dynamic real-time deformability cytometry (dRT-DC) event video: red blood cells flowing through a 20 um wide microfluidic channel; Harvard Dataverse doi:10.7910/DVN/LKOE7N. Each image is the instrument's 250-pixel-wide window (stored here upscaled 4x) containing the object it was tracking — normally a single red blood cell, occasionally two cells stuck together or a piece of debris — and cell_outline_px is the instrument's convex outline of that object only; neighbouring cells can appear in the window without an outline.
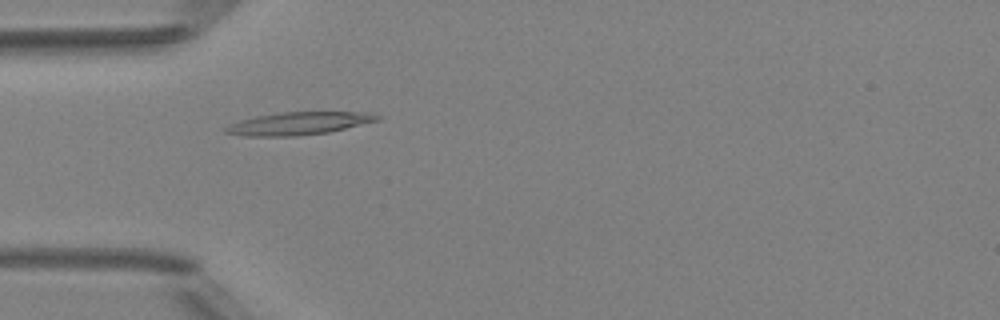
{"species": "Egyptian fruit bat (a non-hibernating species)", "species_latin": "Rousettus aegyptiacus", "temperature_condition": "room temperature", "stored_images_in_passage": 5, "camera_frame_rate_fps": 3000, "um_per_image_px": 0.085, "animal": {"sex": "female"}, "frame": {"image": 1, "passage_image": 4, "time_ms": 3.333, "image_size_px": [1000, 320], "cell_outline_px": [[380, 120], [328, 132], [296, 136], [244, 136], [224, 132], [220, 128], [240, 120], [256, 116], [280, 112], [372, 112], [380, 116]], "centroid_in_image_um": [25.36, 10.49], "position_along_channel_um": 59.6, "area_um2": 20.17}}
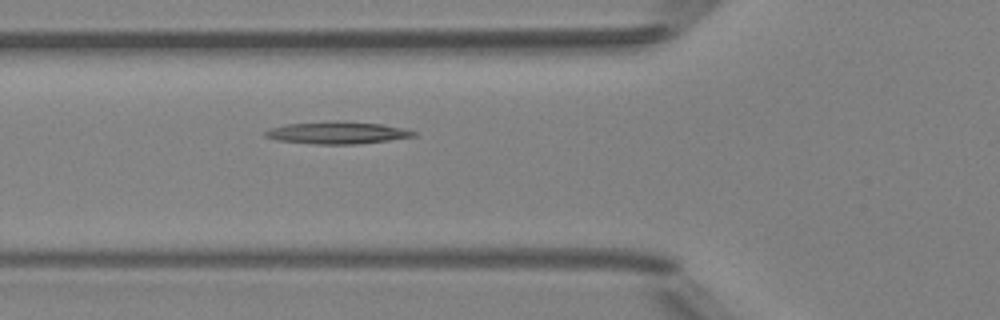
{"frame": {"image": 2, "passage_image": 5, "time_ms": 4.333, "image_size_px": [1000, 320], "cell_outline_px": [[416, 136], [388, 140], [356, 144], [316, 144], [276, 140], [264, 136], [264, 132], [272, 128], [288, 124], [380, 124], [404, 128], [416, 132]], "centroid_in_image_um": [28.68, 11.34], "position_along_channel_um": 97.1, "area_um2": 17.74}}